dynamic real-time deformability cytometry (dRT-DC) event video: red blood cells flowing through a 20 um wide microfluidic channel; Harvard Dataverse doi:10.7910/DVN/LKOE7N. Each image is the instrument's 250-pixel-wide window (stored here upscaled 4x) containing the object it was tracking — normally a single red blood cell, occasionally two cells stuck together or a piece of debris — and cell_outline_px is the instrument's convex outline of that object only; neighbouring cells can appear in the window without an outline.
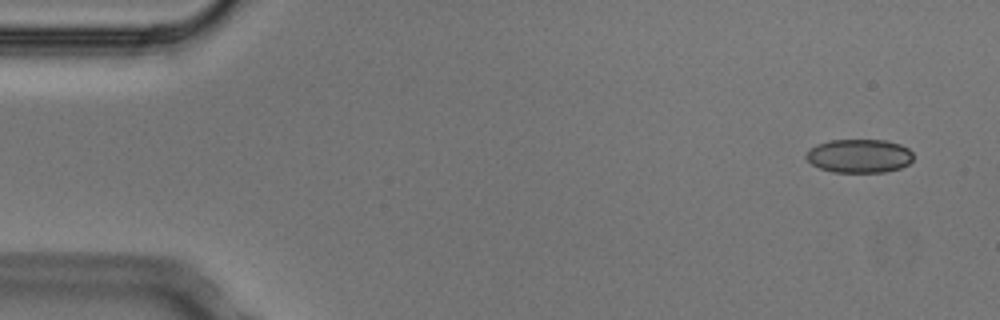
{"species": "Egyptian fruit bat (a non-hibernating species)", "species_latin": "Rousettus aegyptiacus", "temperature_condition": "cold", "stored_images_in_passage": 6, "camera_frame_rate_fps": 3000, "um_per_image_px": 0.085, "animal": {"sex": "male"}, "frame": {"image": 1, "passage_image": 1, "time_ms": 0.0, "image_size_px": [1000, 320], "cell_outline_px": [[912, 160], [908, 164], [900, 168], [884, 172], [832, 172], [820, 168], [812, 164], [804, 156], [816, 144], [828, 140], [884, 140], [900, 144], [908, 148], [912, 152]], "centroid_in_image_um": [73.03, 13.25], "position_along_channel_um": 12.0, "area_um2": 20.98}}
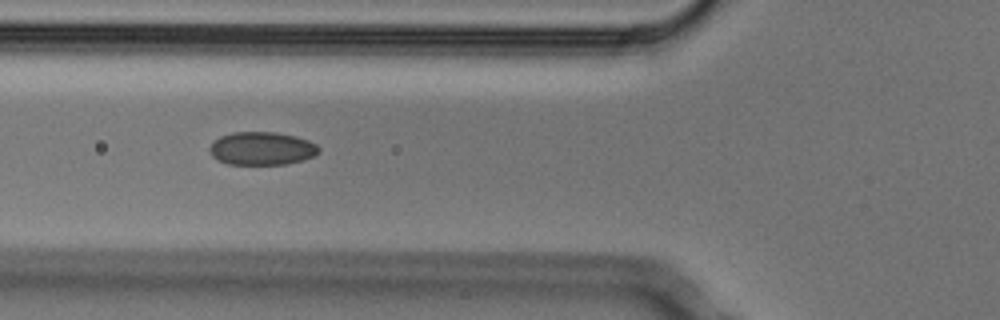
{"frame": {"image": 2, "passage_image": 5, "time_ms": 1.333, "image_size_px": [1000, 320], "cell_outline_px": [[320, 152], [304, 160], [284, 164], [228, 164], [216, 160], [212, 156], [208, 148], [220, 136], [232, 132], [276, 132], [296, 136], [308, 140], [316, 144], [320, 148]], "centroid_in_image_um": [22.26, 12.62], "position_along_channel_um": 103.5, "area_um2": 21.15}}
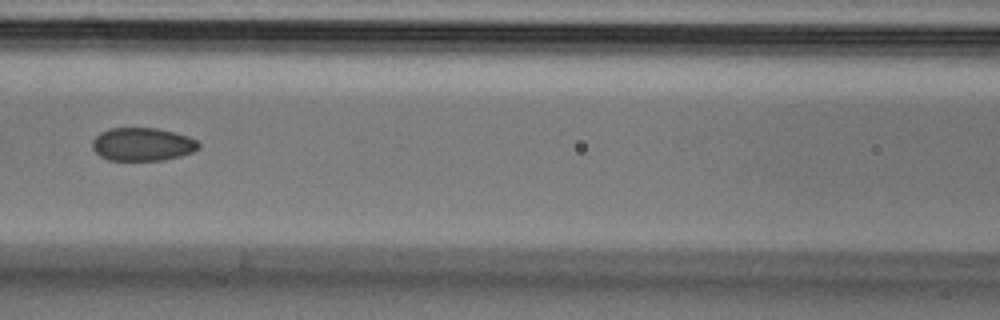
{"frame": {"image": 3, "passage_image": 6, "time_ms": 1.667, "image_size_px": [1000, 320], "cell_outline_px": [[200, 148], [192, 152], [180, 156], [164, 160], [108, 160], [100, 156], [92, 148], [92, 140], [100, 132], [108, 128], [156, 128], [188, 136], [196, 140], [200, 144]], "centroid_in_image_um": [12.09, 12.26], "position_along_channel_um": 154.5, "area_um2": 20.58}}